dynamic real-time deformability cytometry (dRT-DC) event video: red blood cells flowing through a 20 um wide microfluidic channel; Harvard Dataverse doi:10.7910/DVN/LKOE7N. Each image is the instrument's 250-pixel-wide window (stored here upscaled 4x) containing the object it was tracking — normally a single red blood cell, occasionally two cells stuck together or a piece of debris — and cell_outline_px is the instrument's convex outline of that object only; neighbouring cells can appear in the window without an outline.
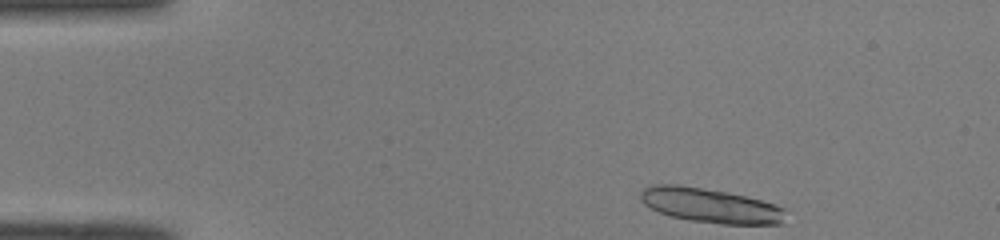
{"species": "common noctule bat (a hibernating species)", "species_latin": "Nyctalus noctula", "temperature_condition": "room temperature", "stored_images_in_passage": 44, "segment_of_instrument_passage": [1, 2], "camera_frame_rate_fps": 3000, "um_per_image_px": 0.085, "animal": {"sex": "male", "body_mass_g": 19.0, "forearm_length_mm": 50.8}, "frame": {"image": 1, "passage_image": 1, "time_ms": 0.0, "image_size_px": [1000, 240], "cell_outline_px": [[784, 224], [720, 224], [688, 220], [668, 216], [644, 204], [640, 200], [640, 192], [644, 188], [656, 184], [676, 184], [724, 192], [744, 196], [776, 204], [784, 208]], "centroid_in_image_um": [60.37, 17.48], "position_along_channel_um": 24.6, "area_um2": 29.07}}